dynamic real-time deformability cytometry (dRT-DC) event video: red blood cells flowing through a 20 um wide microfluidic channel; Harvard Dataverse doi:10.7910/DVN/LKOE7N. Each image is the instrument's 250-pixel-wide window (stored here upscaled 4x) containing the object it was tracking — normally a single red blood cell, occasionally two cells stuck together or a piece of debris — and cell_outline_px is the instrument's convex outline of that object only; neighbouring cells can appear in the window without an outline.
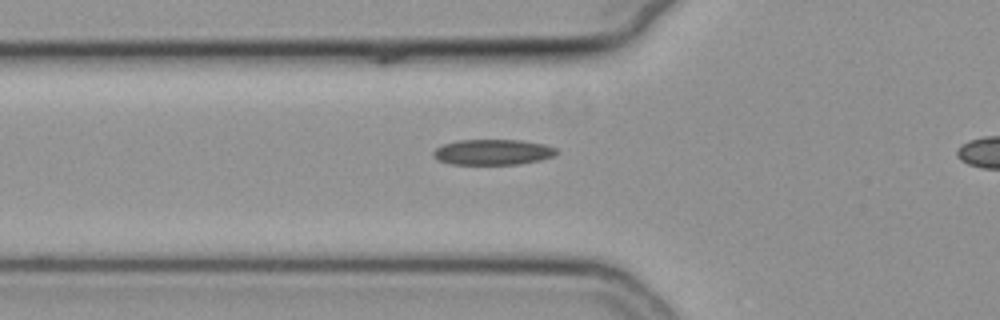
{"species": "common noctule bat (a hibernating species)", "species_latin": "Nyctalus noctula", "temperature_condition": "cold", "stored_images_in_passage": 32, "camera_frame_rate_fps": 3000, "um_per_image_px": 0.085, "animal": {"sex": "female", "body_mass_g": 19.3, "forearm_length_mm": 54.1}, "frame": {"image": 1, "passage_image": 4, "time_ms": 1.0, "image_size_px": [1000, 320], "cell_outline_px": [[556, 152], [552, 156], [540, 160], [520, 164], [448, 164], [436, 160], [432, 156], [432, 152], [436, 148], [444, 144], [460, 140], [520, 140], [544, 144], [556, 148]], "centroid_in_image_um": [41.83, 12.93], "position_along_channel_um": 84.0, "area_um2": 18.32}}
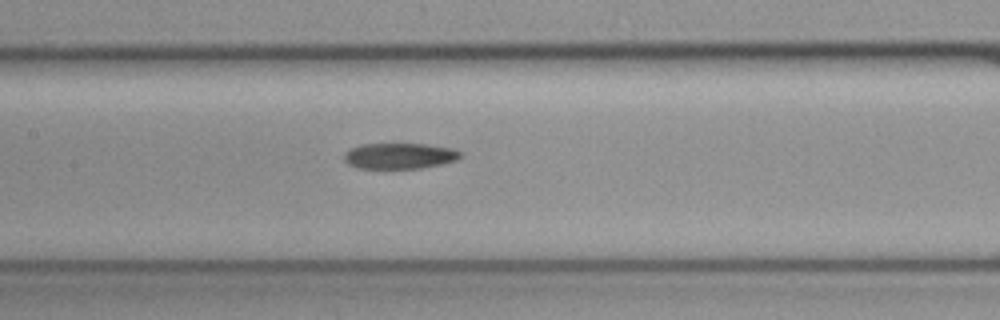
{"frame": {"image": 2, "passage_image": 11, "time_ms": 3.333, "image_size_px": [1000, 320], "cell_outline_px": [[460, 156], [456, 160], [444, 164], [420, 168], [356, 168], [348, 164], [344, 160], [344, 152], [360, 144], [424, 144], [452, 148], [460, 152]], "centroid_in_image_um": [33.93, 13.25], "position_along_channel_um": 173.5, "area_um2": 17.46}}
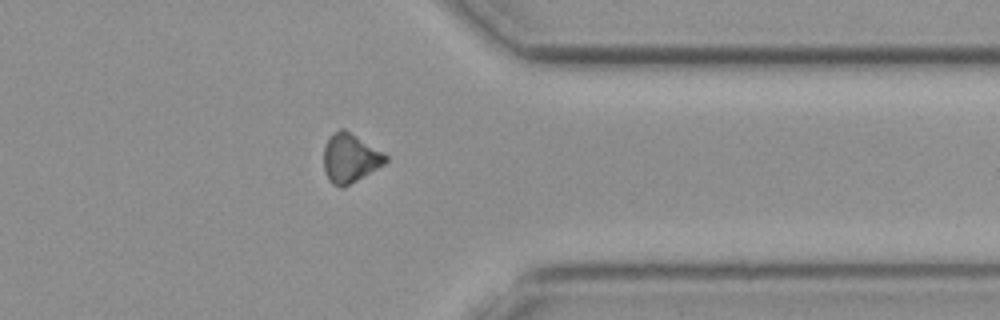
{"frame": {"image": 3, "passage_image": 28, "time_ms": 9.0, "image_size_px": [1000, 320], "cell_outline_px": [[388, 160], [384, 164], [344, 188], [340, 188], [332, 184], [328, 180], [324, 172], [324, 148], [328, 140], [340, 128], [344, 128], [384, 152], [388, 156]], "centroid_in_image_um": [29.77, 13.47], "position_along_channel_um": 381.6, "area_um2": 17.69}}